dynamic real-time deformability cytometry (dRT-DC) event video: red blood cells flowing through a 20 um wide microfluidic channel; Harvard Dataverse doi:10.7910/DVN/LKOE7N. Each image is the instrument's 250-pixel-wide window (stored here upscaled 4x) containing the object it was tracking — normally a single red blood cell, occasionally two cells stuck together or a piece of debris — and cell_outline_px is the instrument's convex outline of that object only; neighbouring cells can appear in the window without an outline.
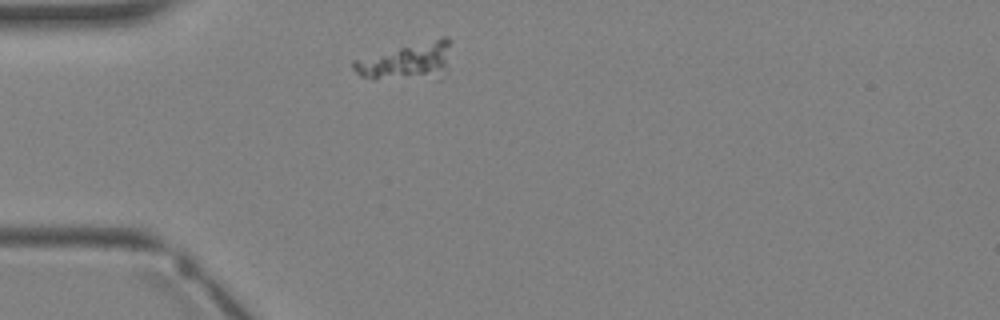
{"species": "Egyptian fruit bat (a non-hibernating species)", "species_latin": "Rousettus aegyptiacus", "temperature_condition": "warm", "stored_images_in_passage": 1, "camera_frame_rate_fps": 3000, "um_per_image_px": 0.085, "animal": {"sex": "female"}, "frame": {"image": 1, "passage_image": 1, "time_ms": 0.0, "image_size_px": [1000, 320], "cell_outline_px": [[452, 40], [444, 64], [436, 72], [376, 80], [372, 80], [360, 76], [352, 68], [352, 60], [440, 36], [448, 36]], "centroid_in_image_um": [34.42, 5.11], "position_along_channel_um": 50.6, "area_um2": 19.42}}